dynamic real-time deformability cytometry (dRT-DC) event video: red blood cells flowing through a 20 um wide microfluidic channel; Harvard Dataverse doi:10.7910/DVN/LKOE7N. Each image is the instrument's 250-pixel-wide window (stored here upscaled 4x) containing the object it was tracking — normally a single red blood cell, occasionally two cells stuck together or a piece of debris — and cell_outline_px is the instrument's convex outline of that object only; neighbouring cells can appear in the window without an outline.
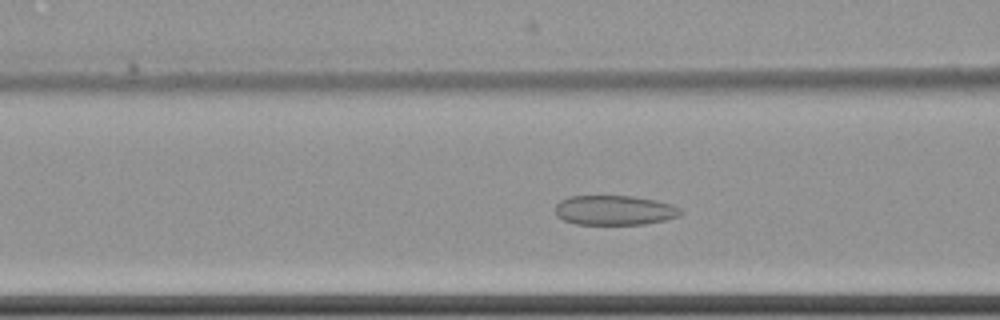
{"species": "common noctule bat (a hibernating species)", "species_latin": "Nyctalus noctula", "temperature_condition": "cold", "stored_images_in_passage": 59, "camera_frame_rate_fps": 3000, "um_per_image_px": 0.085, "animal": {"sex": "female", "body_mass_g": 22.7, "forearm_length_mm": 54.2}, "frame": {"image": 1, "passage_image": 23, "time_ms": 7.333, "image_size_px": [1000, 320], "cell_outline_px": [[684, 212], [680, 216], [664, 220], [644, 224], [576, 224], [564, 220], [556, 216], [556, 204], [560, 200], [572, 196], [632, 196], [656, 200], [672, 204], [680, 208]], "centroid_in_image_um": [52.26, 17.87], "position_along_channel_um": 114.3, "area_um2": 21.73}}
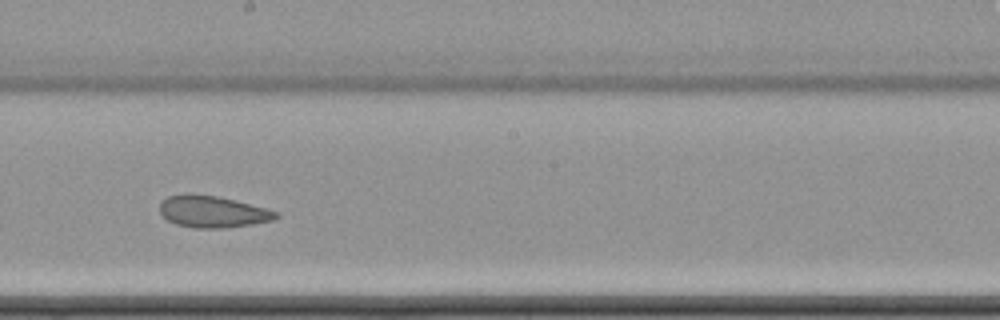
{"frame": {"image": 2, "passage_image": 33, "time_ms": 10.667, "image_size_px": [1000, 320], "cell_outline_px": [[280, 216], [272, 220], [252, 224], [224, 228], [192, 228], [176, 224], [168, 220], [160, 212], [160, 204], [168, 196], [184, 192], [192, 192], [216, 196], [236, 200], [268, 208], [280, 212]], "centroid_in_image_um": [18.09, 17.97], "position_along_channel_um": 230.1, "area_um2": 21.85}}
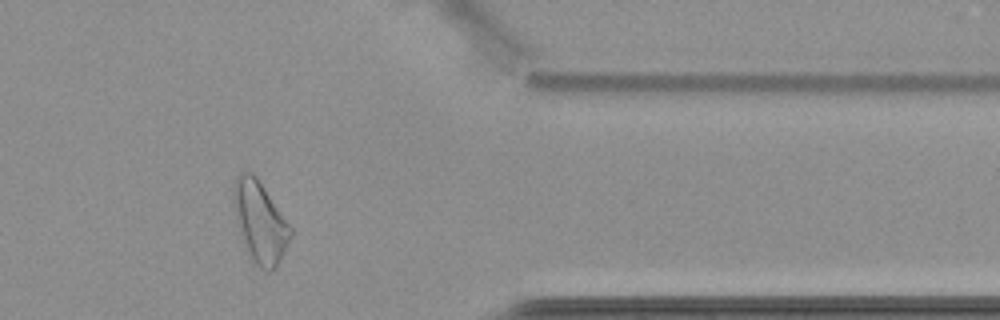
{"frame": {"image": 3, "passage_image": 48, "time_ms": 15.667, "image_size_px": [1000, 320], "cell_outline_px": [[292, 236], [280, 260], [272, 272], [268, 272], [260, 268], [248, 256], [236, 224], [232, 200], [232, 184], [236, 176], [240, 172], [252, 172], [256, 176], [292, 228]], "centroid_in_image_um": [22.06, 18.86], "position_along_channel_um": 389.3, "area_um2": 27.28}}